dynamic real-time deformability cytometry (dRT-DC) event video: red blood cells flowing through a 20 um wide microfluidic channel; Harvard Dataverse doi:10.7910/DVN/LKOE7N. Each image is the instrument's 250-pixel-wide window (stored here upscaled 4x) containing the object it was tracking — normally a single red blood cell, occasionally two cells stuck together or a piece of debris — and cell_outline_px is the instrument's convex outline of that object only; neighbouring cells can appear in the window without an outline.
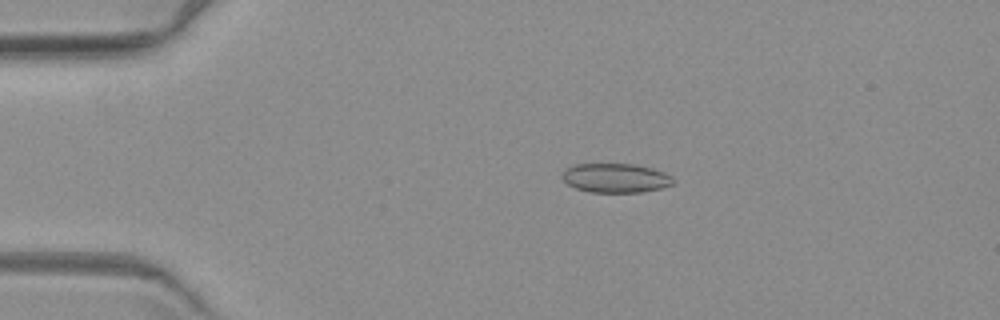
{"species": "common noctule bat (a hibernating species)", "species_latin": "Nyctalus noctula", "temperature_condition": "warm", "stored_images_in_passage": 5, "camera_frame_rate_fps": 3000, "um_per_image_px": 0.085, "animal": {"sex": "female", "body_mass_g": 19.3, "forearm_length_mm": 54.1}, "frame": {"image": 1, "passage_image": 3, "time_ms": 3.0, "image_size_px": [1000, 320], "cell_outline_px": [[672, 184], [660, 188], [640, 192], [588, 192], [576, 188], [568, 184], [560, 176], [564, 168], [576, 164], [632, 164], [652, 168], [664, 172], [672, 176]], "centroid_in_image_um": [52.27, 15.12], "position_along_channel_um": 32.7, "area_um2": 18.84}}
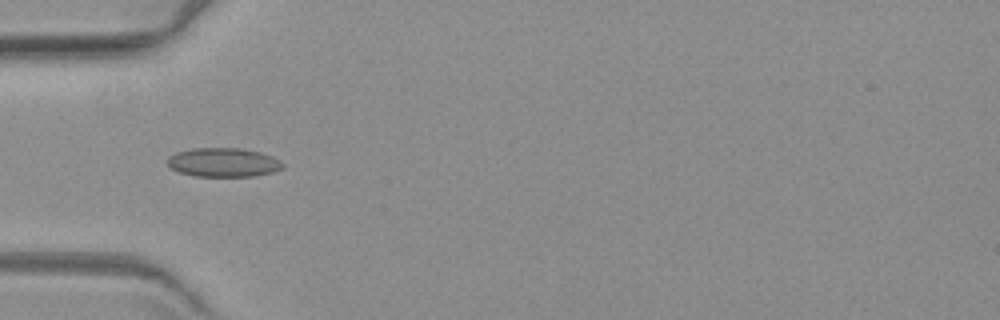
{"frame": {"image": 2, "passage_image": 5, "time_ms": 5.333, "image_size_px": [1000, 320], "cell_outline_px": [[284, 168], [272, 172], [252, 176], [196, 176], [180, 172], [168, 168], [168, 156], [176, 152], [192, 148], [240, 148], [260, 152], [272, 156], [280, 160], [284, 164]], "centroid_in_image_um": [18.98, 13.8], "position_along_channel_um": 66.0, "area_um2": 19.54}}